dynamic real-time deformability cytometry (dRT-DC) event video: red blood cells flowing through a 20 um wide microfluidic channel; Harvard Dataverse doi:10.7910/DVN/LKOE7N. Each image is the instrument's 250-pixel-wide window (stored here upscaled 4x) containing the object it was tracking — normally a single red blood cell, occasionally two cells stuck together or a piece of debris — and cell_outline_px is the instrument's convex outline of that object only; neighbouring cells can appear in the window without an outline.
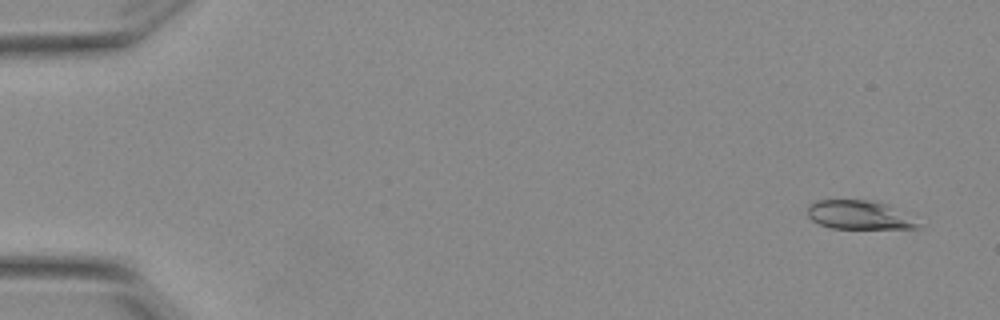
{"species": "Egyptian fruit bat (a non-hibernating species)", "species_latin": "Rousettus aegyptiacus", "temperature_condition": "warm", "stored_images_in_passage": 18, "camera_frame_rate_fps": 3000, "um_per_image_px": 0.085, "animal": {"sex": "female"}, "frame": {"image": 1, "passage_image": 3, "time_ms": 0.667, "image_size_px": [1000, 320], "cell_outline_px": [[920, 228], [832, 228], [820, 224], [812, 220], [808, 216], [808, 204], [816, 200], [864, 200], [884, 204], [920, 224]], "centroid_in_image_um": [72.9, 18.27], "position_along_channel_um": 12.1, "area_um2": 17.8}}
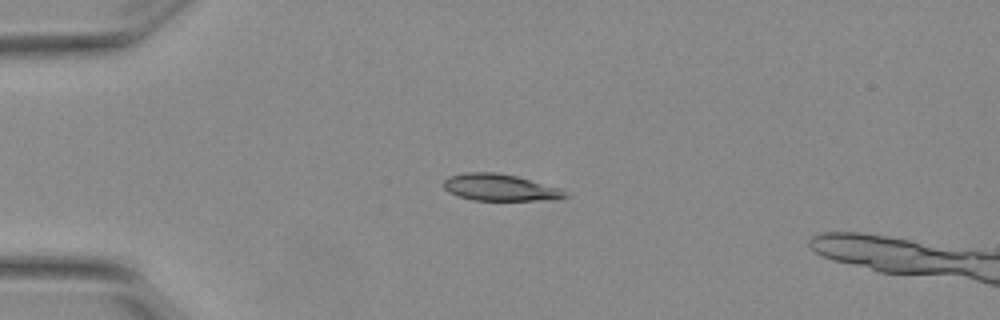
{"frame": {"image": 2, "passage_image": 14, "time_ms": 4.333, "image_size_px": [1000, 320], "cell_outline_px": [[568, 196], [556, 200], [472, 200], [448, 192], [444, 188], [444, 180], [448, 176], [464, 172], [492, 172], [516, 176], [560, 188]], "centroid_in_image_um": [42.47, 15.94], "position_along_channel_um": 42.5, "area_um2": 18.84}}